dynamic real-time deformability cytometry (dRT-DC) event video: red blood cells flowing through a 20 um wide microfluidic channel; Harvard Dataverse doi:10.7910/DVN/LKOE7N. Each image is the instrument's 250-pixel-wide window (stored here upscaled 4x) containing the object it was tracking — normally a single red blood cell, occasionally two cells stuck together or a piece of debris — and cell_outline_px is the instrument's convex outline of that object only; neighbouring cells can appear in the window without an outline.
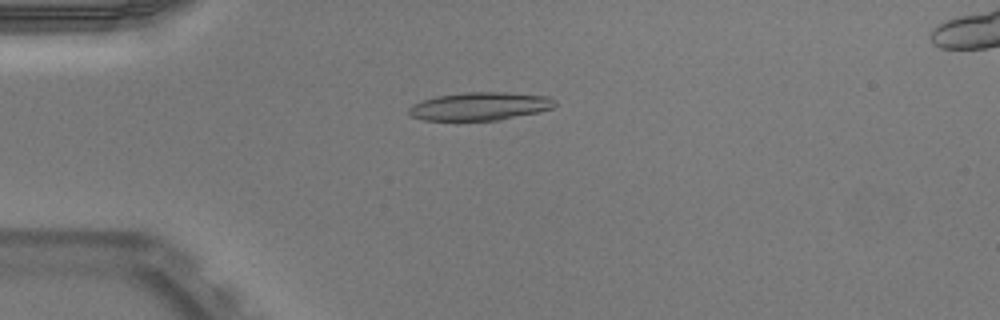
{"species": "Egyptian fruit bat (a non-hibernating species)", "species_latin": "Rousettus aegyptiacus", "temperature_condition": "warm", "stored_images_in_passage": 40, "camera_frame_rate_fps": 3000, "um_per_image_px": 0.085, "animal": {"sex": "male"}, "frame": {"image": 1, "passage_image": 2, "time_ms": 0.333, "image_size_px": [1000, 320], "cell_outline_px": [[556, 104], [552, 108], [540, 112], [500, 120], [424, 120], [412, 116], [408, 112], [408, 108], [412, 104], [436, 96], [464, 92], [504, 92], [548, 96], [556, 100]], "centroid_in_image_um": [40.82, 9.03], "position_along_channel_um": 44.2, "area_um2": 23.99}}
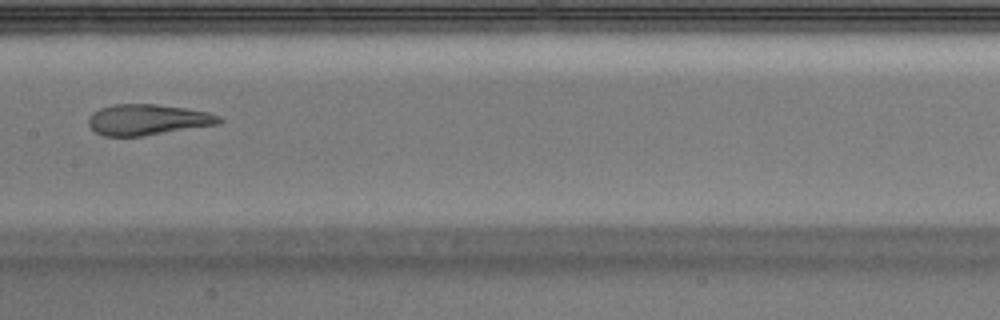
{"frame": {"image": 2, "passage_image": 15, "time_ms": 4.667, "image_size_px": [1000, 320], "cell_outline_px": [[224, 120], [220, 124], [140, 136], [104, 136], [96, 132], [88, 124], [88, 120], [92, 112], [100, 108], [112, 104], [156, 104], [184, 108], [208, 112], [220, 116]], "centroid_in_image_um": [12.55, 10.17], "position_along_channel_um": 194.8, "area_um2": 23.41}}
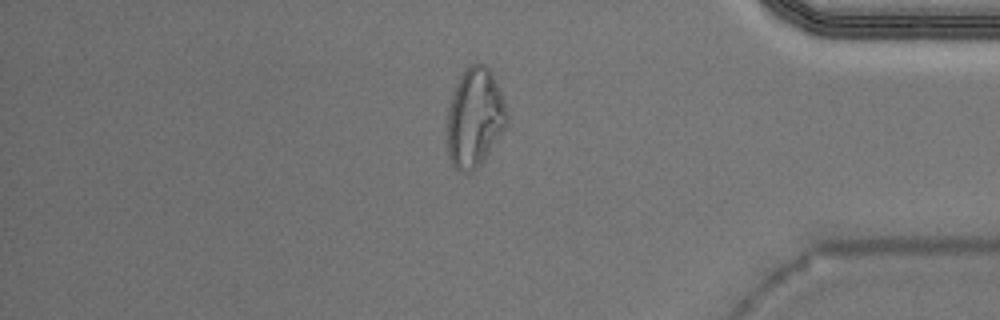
{"frame": {"image": 3, "passage_image": 32, "time_ms": 10.333, "image_size_px": [1000, 320], "cell_outline_px": [[508, 124], [480, 164], [468, 176], [460, 172], [452, 164], [448, 156], [448, 108], [456, 84], [460, 76], [468, 64], [484, 64], [492, 72], [508, 112]], "centroid_in_image_um": [40.35, 10.02], "position_along_channel_um": 394.8, "area_um2": 34.39}, "authors_computed_cell_mechanics": {"area_um2": 24.6517, "velocity_mm_per_s": 3.9676, "shape_relaxation_time_tau1_ms": 6.7911, "shape_relaxation_time_tau2_ms": 1.1101, "deformation_change_tau1": 0.3127, "deformation_change_tau2": 0.103}}